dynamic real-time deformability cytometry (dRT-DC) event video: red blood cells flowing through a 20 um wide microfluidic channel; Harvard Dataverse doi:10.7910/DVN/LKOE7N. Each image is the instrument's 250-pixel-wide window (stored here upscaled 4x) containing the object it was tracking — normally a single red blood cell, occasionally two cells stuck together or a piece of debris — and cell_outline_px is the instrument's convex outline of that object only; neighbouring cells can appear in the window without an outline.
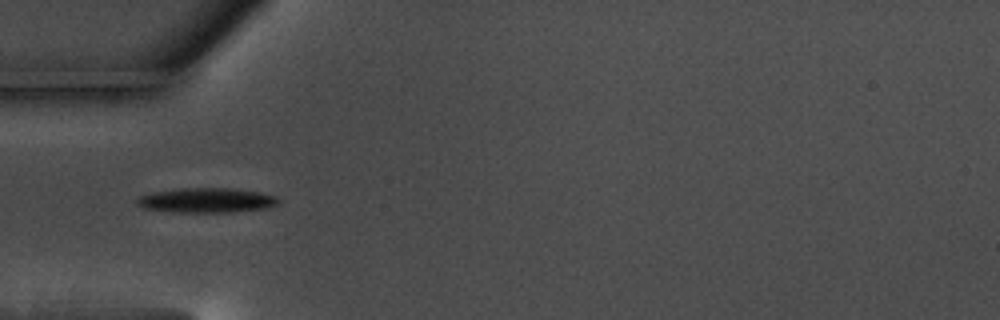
{"species": "common noctule bat (a hibernating species)", "species_latin": "Nyctalus noctula", "temperature_condition": "warm", "stored_images_in_passage": 40, "camera_frame_rate_fps": 3000, "um_per_image_px": 0.085, "animal": {"sex": "male", "body_mass_g": 17.5, "forearm_length_mm": 52.3}, "frame": {"image": 1, "passage_image": 1, "time_ms": 0.0, "image_size_px": [1000, 320], "cell_outline_px": [[280, 204], [264, 208], [232, 212], [176, 212], [144, 208], [136, 204], [136, 200], [140, 196], [152, 192], [180, 188], [228, 188], [260, 192], [276, 196], [280, 200]], "centroid_in_image_um": [17.57, 17.02], "position_along_channel_um": 67.4, "area_um2": 20.35}}
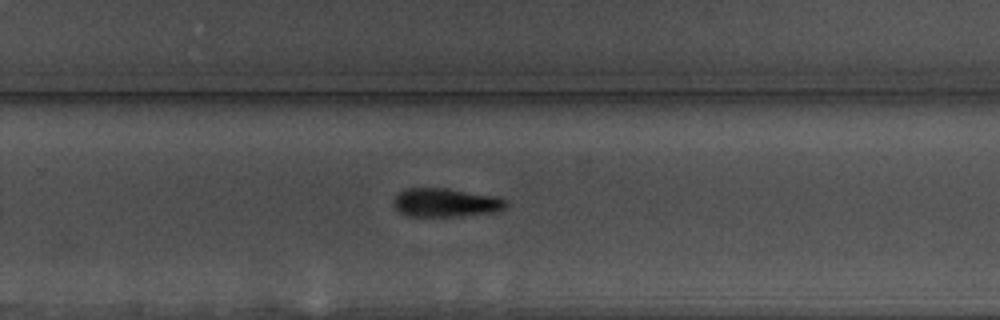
{"frame": {"image": 2, "passage_image": 20, "time_ms": 6.333, "image_size_px": [1000, 320], "cell_outline_px": [[508, 204], [504, 208], [492, 212], [452, 216], [408, 216], [400, 212], [392, 204], [396, 196], [400, 192], [408, 188], [448, 188], [496, 196], [508, 200]], "centroid_in_image_um": [37.88, 17.21], "position_along_channel_um": 291.9, "area_um2": 18.61}}
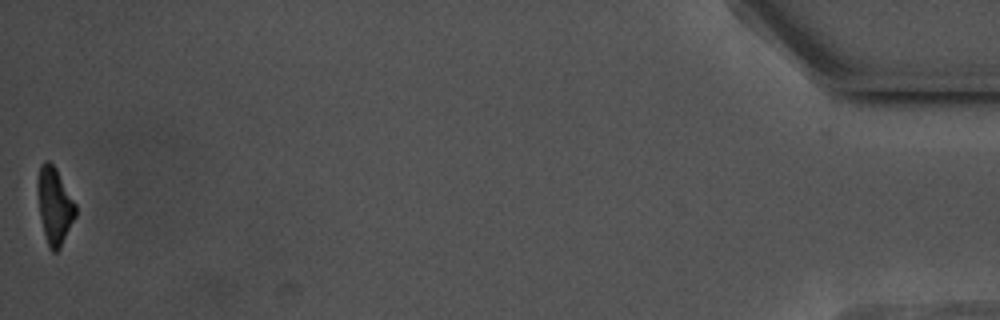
{"frame": {"image": 3, "passage_image": 40, "time_ms": 13.0, "image_size_px": [1000, 320], "cell_outline_px": [[76, 216], [60, 248], [56, 252], [52, 252], [48, 248], [40, 216], [36, 188], [36, 180], [40, 164], [44, 160], [48, 160], [56, 168], [76, 204]], "centroid_in_image_um": [4.61, 17.46], "position_along_channel_um": 430.6, "area_um2": 17.17}, "authors_computed_cell_mechanics": {"area_um2": 19.0451, "velocity_mm_per_s": 3.5603, "shape_relaxation_time_tau1_ms": 2.6064, "shape_relaxation_time_tau2_ms": null, "deformation_change_tau1": 0.1614, "deformation_change_tau2": null}}